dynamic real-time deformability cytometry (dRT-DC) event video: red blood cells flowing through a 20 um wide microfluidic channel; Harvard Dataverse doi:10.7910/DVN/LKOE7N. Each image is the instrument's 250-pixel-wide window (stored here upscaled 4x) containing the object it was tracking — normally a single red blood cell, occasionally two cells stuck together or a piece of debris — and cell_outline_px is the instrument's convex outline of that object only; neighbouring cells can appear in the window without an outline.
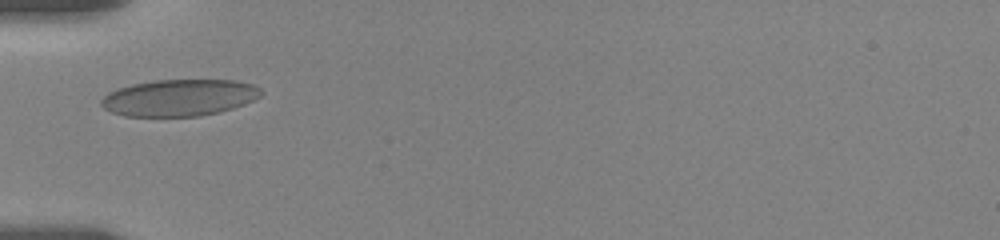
{"species": "human", "species_latin": "Homo sapiens", "temperature_condition": "room temperature", "stored_images_in_passage": 9, "camera_frame_rate_fps": 3000, "um_per_image_px": 0.085, "donor": {"sex": "female"}, "frame": {"image": 1, "passage_image": 1, "time_ms": 0.0, "image_size_px": [1000, 240], "cell_outline_px": [[264, 92], [260, 96], [244, 104], [220, 112], [200, 116], [124, 116], [112, 112], [104, 108], [100, 104], [100, 100], [108, 92], [116, 88], [132, 84], [156, 80], [236, 80], [252, 84], [260, 88]], "centroid_in_image_um": [15.23, 8.3], "position_along_channel_um": 69.8, "area_um2": 34.28}}
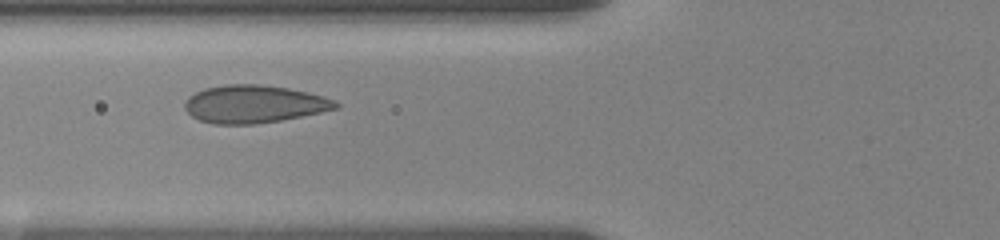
{"frame": {"image": 2, "passage_image": 8, "time_ms": 1.0, "image_size_px": [1000, 240], "cell_outline_px": [[340, 108], [280, 120], [252, 124], [212, 124], [200, 120], [192, 116], [184, 108], [184, 104], [188, 96], [204, 88], [224, 84], [256, 84], [288, 88], [308, 92], [324, 96], [336, 100], [340, 104]], "centroid_in_image_um": [21.59, 8.84], "position_along_channel_um": 104.2, "area_um2": 33.23}}